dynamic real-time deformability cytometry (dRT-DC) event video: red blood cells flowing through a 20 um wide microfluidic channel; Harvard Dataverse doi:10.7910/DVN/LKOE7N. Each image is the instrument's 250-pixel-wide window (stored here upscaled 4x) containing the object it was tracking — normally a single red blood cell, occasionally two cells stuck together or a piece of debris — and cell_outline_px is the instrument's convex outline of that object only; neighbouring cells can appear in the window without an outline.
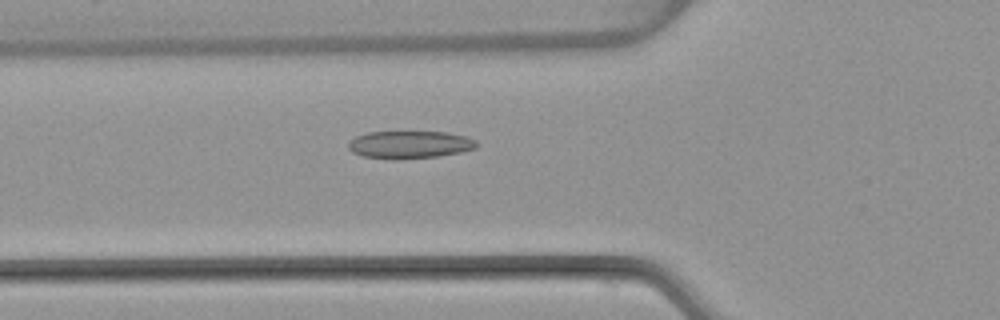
{"species": "common noctule bat (a hibernating species)", "species_latin": "Nyctalus noctula", "temperature_condition": "warm", "stored_images_in_passage": 53, "camera_frame_rate_fps": 3000, "um_per_image_px": 0.085, "animal": {"sex": "female", "body_mass_g": 22.7, "forearm_length_mm": 54.2}, "frame": {"image": 1, "passage_image": 19, "time_ms": 6.0, "image_size_px": [1000, 320], "cell_outline_px": [[476, 148], [460, 152], [436, 156], [392, 160], [364, 156], [352, 152], [348, 148], [348, 140], [356, 136], [368, 132], [448, 132], [464, 136], [476, 140]], "centroid_in_image_um": [34.77, 12.29], "position_along_channel_um": 91.0, "area_um2": 20.58}}
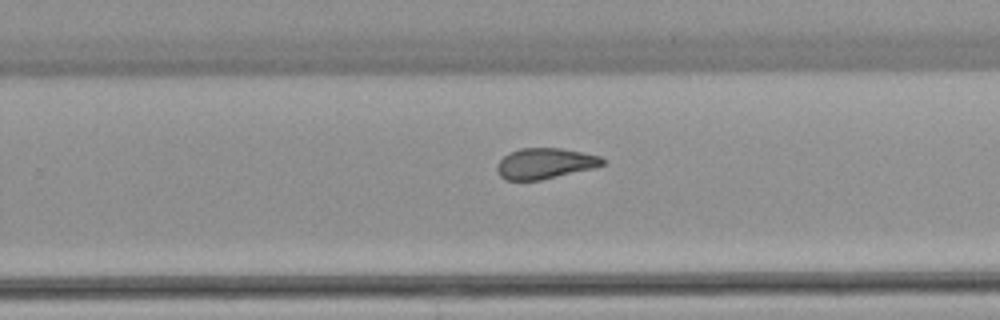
{"frame": {"image": 2, "passage_image": 34, "time_ms": 11.0, "image_size_px": [1000, 320], "cell_outline_px": [[604, 164], [592, 168], [540, 180], [504, 180], [496, 172], [496, 164], [508, 152], [520, 148], [560, 148], [600, 156], [604, 160]], "centroid_in_image_um": [46.25, 13.89], "position_along_channel_um": 283.6, "area_um2": 18.79}}
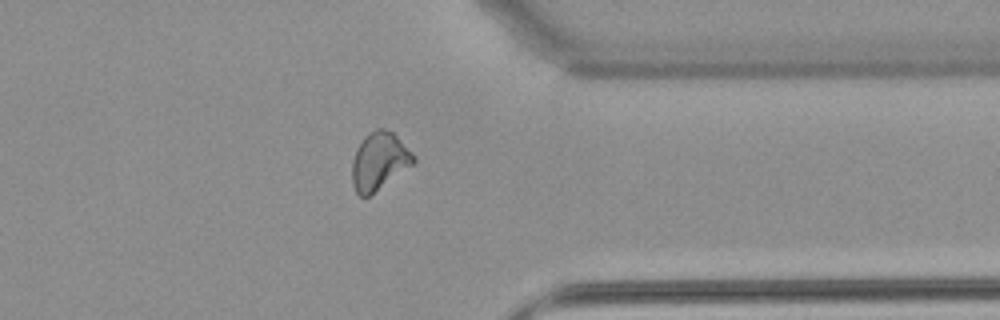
{"frame": {"image": 3, "passage_image": 42, "time_ms": 13.667, "image_size_px": [1000, 320], "cell_outline_px": [[416, 160], [412, 164], [368, 196], [360, 196], [356, 192], [352, 184], [352, 160], [356, 148], [364, 136], [376, 128], [384, 128], [392, 132], [416, 156]], "centroid_in_image_um": [32.2, 13.67], "position_along_channel_um": 379.2, "area_um2": 20.29}, "authors_computed_cell_mechanics": {"area_um2": 20.5768, "velocity_mm_per_s": 3.8516, "shape_relaxation_time_tau1_ms": null, "shape_relaxation_time_tau2_ms": 2.4746, "deformation_change_tau1": null, "deformation_change_tau2": 0.0873}}